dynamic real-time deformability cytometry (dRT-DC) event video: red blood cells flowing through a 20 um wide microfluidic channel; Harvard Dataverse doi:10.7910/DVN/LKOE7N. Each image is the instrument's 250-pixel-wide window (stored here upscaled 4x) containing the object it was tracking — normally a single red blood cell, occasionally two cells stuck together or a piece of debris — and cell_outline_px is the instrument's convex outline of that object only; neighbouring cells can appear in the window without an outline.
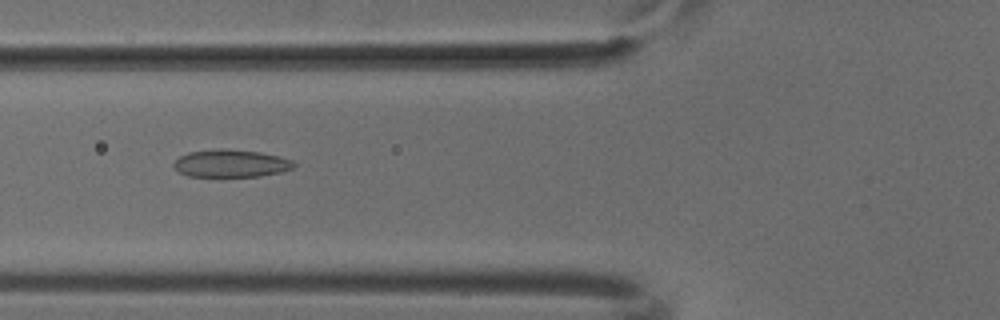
{"species": "common noctule bat (a hibernating species)", "species_latin": "Nyctalus noctula", "temperature_condition": "cold", "stored_images_in_passage": 37, "camera_frame_rate_fps": 3000, "um_per_image_px": 0.085, "animal": {"sex": "male", "body_mass_g": 18.8}, "frame": {"image": 1, "passage_image": 5, "time_ms": 1.333, "image_size_px": [1000, 320], "cell_outline_px": [[296, 164], [292, 168], [280, 172], [260, 176], [188, 176], [180, 172], [172, 164], [180, 156], [188, 152], [220, 148], [224, 148], [260, 152], [280, 156], [292, 160]], "centroid_in_image_um": [19.63, 13.87], "position_along_channel_um": 106.2, "area_um2": 19.25}}
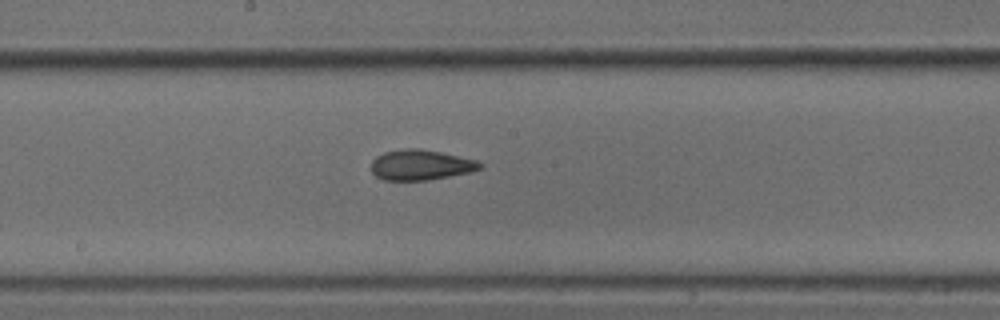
{"frame": {"image": 2, "passage_image": 13, "time_ms": 4.0, "image_size_px": [1000, 320], "cell_outline_px": [[484, 168], [472, 172], [428, 180], [384, 180], [376, 176], [372, 172], [372, 160], [376, 156], [384, 152], [408, 148], [420, 148], [440, 152], [476, 160], [484, 164]], "centroid_in_image_um": [35.79, 14.02], "position_along_channel_um": 212.4, "area_um2": 19.31}}
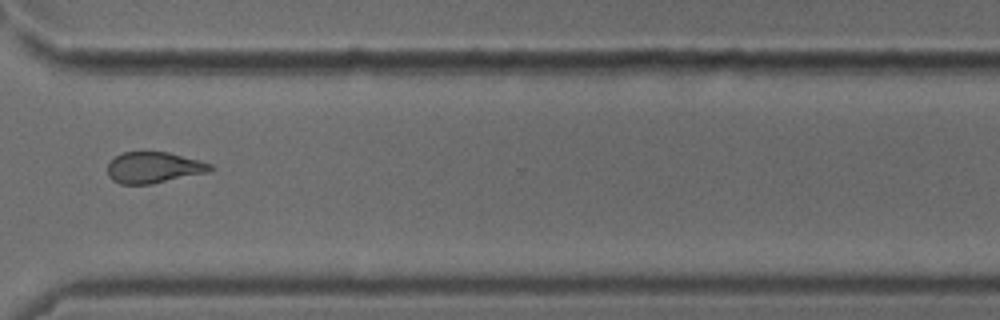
{"frame": {"image": 3, "passage_image": 24, "time_ms": 7.667, "image_size_px": [1000, 320], "cell_outline_px": [[212, 168], [208, 172], [152, 184], [120, 184], [112, 180], [108, 176], [108, 164], [116, 156], [124, 152], [168, 152], [200, 160], [212, 164]], "centroid_in_image_um": [13.06, 14.24], "position_along_channel_um": 357.5, "area_um2": 18.55}}